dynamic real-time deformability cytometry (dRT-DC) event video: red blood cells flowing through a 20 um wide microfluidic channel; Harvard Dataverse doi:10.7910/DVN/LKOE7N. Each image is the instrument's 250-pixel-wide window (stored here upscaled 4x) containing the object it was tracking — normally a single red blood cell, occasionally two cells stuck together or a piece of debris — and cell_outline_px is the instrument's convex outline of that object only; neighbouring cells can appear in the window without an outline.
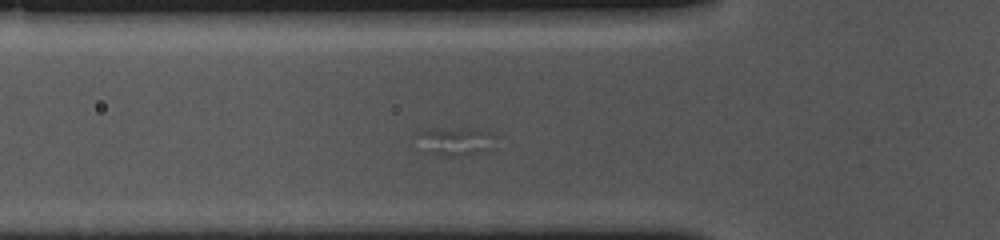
{"species": "common noctule bat (a hibernating species)", "species_latin": "Nyctalus noctula", "temperature_condition": "cold", "stored_images_in_passage": 29, "camera_frame_rate_fps": 3000, "um_per_image_px": 0.085, "animal": {"sex": "female", "body_mass_g": 10.0, "forearm_length_mm": 53.1}, "frame": {"image": 1, "passage_image": 10, "time_ms": 3.0, "image_size_px": [1000, 240], "cell_outline_px": [[496, 136], [492, 148], [480, 152], [452, 156], [432, 152], [416, 132], [440, 128], [472, 128], [492, 132]], "centroid_in_image_um": [38.89, 11.95], "position_along_channel_um": 86.9, "area_um2": 12.14}}
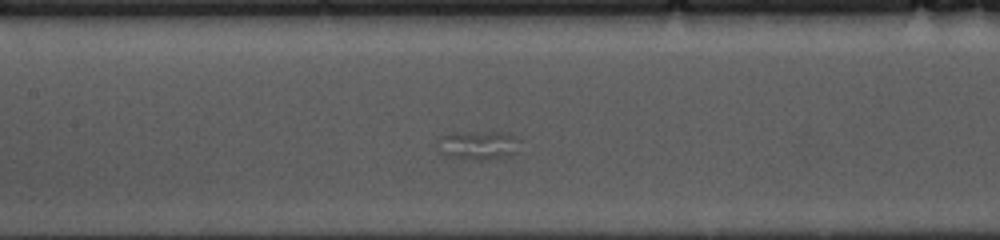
{"frame": {"image": 2, "passage_image": 18, "time_ms": 5.667, "image_size_px": [1000, 240], "cell_outline_px": [[516, 152], [484, 160], [472, 160], [444, 156], [436, 152], [436, 140], [440, 136], [468, 132], [504, 132], [512, 136]], "centroid_in_image_um": [40.43, 12.36], "position_along_channel_um": 167.0, "area_um2": 13.47}}
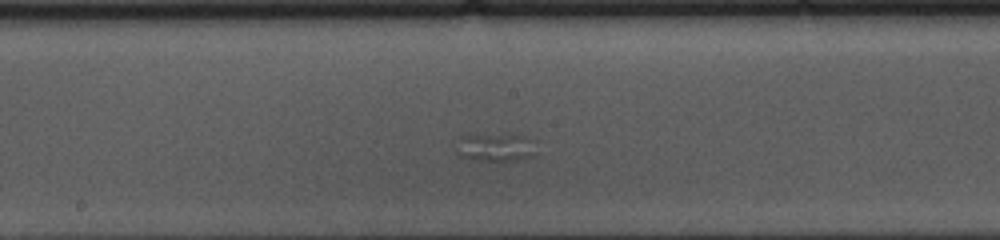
{"frame": {"image": 3, "passage_image": 22, "time_ms": 7.0, "image_size_px": [1000, 240], "cell_outline_px": [[536, 156], [512, 160], [488, 160], [460, 156], [456, 152], [460, 136], [524, 136], [536, 140]], "centroid_in_image_um": [42.22, 12.54], "position_along_channel_um": 206.0, "area_um2": 12.54}}